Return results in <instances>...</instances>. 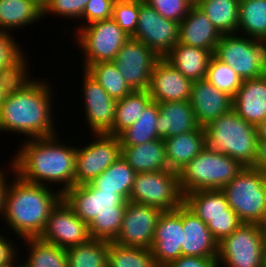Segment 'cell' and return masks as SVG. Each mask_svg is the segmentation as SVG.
Returning <instances> with one entry per match:
<instances>
[{
  "mask_svg": "<svg viewBox=\"0 0 266 267\" xmlns=\"http://www.w3.org/2000/svg\"><path fill=\"white\" fill-rule=\"evenodd\" d=\"M28 74L16 83L1 106L0 132L22 134L25 139L55 136L59 132L53 123L54 88L48 80Z\"/></svg>",
  "mask_w": 266,
  "mask_h": 267,
  "instance_id": "obj_1",
  "label": "cell"
},
{
  "mask_svg": "<svg viewBox=\"0 0 266 267\" xmlns=\"http://www.w3.org/2000/svg\"><path fill=\"white\" fill-rule=\"evenodd\" d=\"M59 136L26 139L10 163L24 181L53 189L56 184L63 195L75 185L76 144H64Z\"/></svg>",
  "mask_w": 266,
  "mask_h": 267,
  "instance_id": "obj_2",
  "label": "cell"
},
{
  "mask_svg": "<svg viewBox=\"0 0 266 267\" xmlns=\"http://www.w3.org/2000/svg\"><path fill=\"white\" fill-rule=\"evenodd\" d=\"M12 177L2 221L20 240L38 238L45 229L52 209L62 199V194L57 189L24 181L16 174Z\"/></svg>",
  "mask_w": 266,
  "mask_h": 267,
  "instance_id": "obj_3",
  "label": "cell"
},
{
  "mask_svg": "<svg viewBox=\"0 0 266 267\" xmlns=\"http://www.w3.org/2000/svg\"><path fill=\"white\" fill-rule=\"evenodd\" d=\"M62 198L88 225L91 239L114 242L119 235L127 201L114 191H99L91 183L74 185Z\"/></svg>",
  "mask_w": 266,
  "mask_h": 267,
  "instance_id": "obj_4",
  "label": "cell"
},
{
  "mask_svg": "<svg viewBox=\"0 0 266 267\" xmlns=\"http://www.w3.org/2000/svg\"><path fill=\"white\" fill-rule=\"evenodd\" d=\"M206 147L253 166L258 147L256 126L246 122L233 109L204 127Z\"/></svg>",
  "mask_w": 266,
  "mask_h": 267,
  "instance_id": "obj_5",
  "label": "cell"
},
{
  "mask_svg": "<svg viewBox=\"0 0 266 267\" xmlns=\"http://www.w3.org/2000/svg\"><path fill=\"white\" fill-rule=\"evenodd\" d=\"M244 166L220 152L205 148L179 171L183 196L191 191L222 189Z\"/></svg>",
  "mask_w": 266,
  "mask_h": 267,
  "instance_id": "obj_6",
  "label": "cell"
},
{
  "mask_svg": "<svg viewBox=\"0 0 266 267\" xmlns=\"http://www.w3.org/2000/svg\"><path fill=\"white\" fill-rule=\"evenodd\" d=\"M221 191L241 223L260 222L266 211V172L244 166Z\"/></svg>",
  "mask_w": 266,
  "mask_h": 267,
  "instance_id": "obj_7",
  "label": "cell"
},
{
  "mask_svg": "<svg viewBox=\"0 0 266 267\" xmlns=\"http://www.w3.org/2000/svg\"><path fill=\"white\" fill-rule=\"evenodd\" d=\"M213 55L230 66L242 80L266 74V41L237 33L225 34Z\"/></svg>",
  "mask_w": 266,
  "mask_h": 267,
  "instance_id": "obj_8",
  "label": "cell"
},
{
  "mask_svg": "<svg viewBox=\"0 0 266 267\" xmlns=\"http://www.w3.org/2000/svg\"><path fill=\"white\" fill-rule=\"evenodd\" d=\"M73 37L80 47L82 66L85 70L89 65L98 62L113 61L123 44L130 38L112 19L91 22L79 28Z\"/></svg>",
  "mask_w": 266,
  "mask_h": 267,
  "instance_id": "obj_9",
  "label": "cell"
},
{
  "mask_svg": "<svg viewBox=\"0 0 266 267\" xmlns=\"http://www.w3.org/2000/svg\"><path fill=\"white\" fill-rule=\"evenodd\" d=\"M128 201L174 211L184 201L178 172L168 169L136 173Z\"/></svg>",
  "mask_w": 266,
  "mask_h": 267,
  "instance_id": "obj_10",
  "label": "cell"
},
{
  "mask_svg": "<svg viewBox=\"0 0 266 267\" xmlns=\"http://www.w3.org/2000/svg\"><path fill=\"white\" fill-rule=\"evenodd\" d=\"M263 245L258 224L242 223L218 243L219 267H263Z\"/></svg>",
  "mask_w": 266,
  "mask_h": 267,
  "instance_id": "obj_11",
  "label": "cell"
},
{
  "mask_svg": "<svg viewBox=\"0 0 266 267\" xmlns=\"http://www.w3.org/2000/svg\"><path fill=\"white\" fill-rule=\"evenodd\" d=\"M93 136L89 144L81 148L76 145L75 185L90 183L121 156L118 136L105 133Z\"/></svg>",
  "mask_w": 266,
  "mask_h": 267,
  "instance_id": "obj_12",
  "label": "cell"
},
{
  "mask_svg": "<svg viewBox=\"0 0 266 267\" xmlns=\"http://www.w3.org/2000/svg\"><path fill=\"white\" fill-rule=\"evenodd\" d=\"M179 24L165 19L153 7L140 0L138 26L132 38L141 41L159 58L178 44Z\"/></svg>",
  "mask_w": 266,
  "mask_h": 267,
  "instance_id": "obj_13",
  "label": "cell"
},
{
  "mask_svg": "<svg viewBox=\"0 0 266 267\" xmlns=\"http://www.w3.org/2000/svg\"><path fill=\"white\" fill-rule=\"evenodd\" d=\"M159 59L149 47L130 37L113 63L132 90H147L152 70Z\"/></svg>",
  "mask_w": 266,
  "mask_h": 267,
  "instance_id": "obj_14",
  "label": "cell"
},
{
  "mask_svg": "<svg viewBox=\"0 0 266 267\" xmlns=\"http://www.w3.org/2000/svg\"><path fill=\"white\" fill-rule=\"evenodd\" d=\"M39 238L64 249L84 244L91 239L88 225L75 214L63 198L52 209Z\"/></svg>",
  "mask_w": 266,
  "mask_h": 267,
  "instance_id": "obj_15",
  "label": "cell"
},
{
  "mask_svg": "<svg viewBox=\"0 0 266 267\" xmlns=\"http://www.w3.org/2000/svg\"><path fill=\"white\" fill-rule=\"evenodd\" d=\"M162 212L157 207L127 201L121 229L114 243L151 249Z\"/></svg>",
  "mask_w": 266,
  "mask_h": 267,
  "instance_id": "obj_16",
  "label": "cell"
},
{
  "mask_svg": "<svg viewBox=\"0 0 266 267\" xmlns=\"http://www.w3.org/2000/svg\"><path fill=\"white\" fill-rule=\"evenodd\" d=\"M82 97L85 123L93 134H107L115 119L117 100L113 99L85 70L82 73Z\"/></svg>",
  "mask_w": 266,
  "mask_h": 267,
  "instance_id": "obj_17",
  "label": "cell"
},
{
  "mask_svg": "<svg viewBox=\"0 0 266 267\" xmlns=\"http://www.w3.org/2000/svg\"><path fill=\"white\" fill-rule=\"evenodd\" d=\"M182 205L174 211H163L158 218L152 243V255L158 267H166L182 256Z\"/></svg>",
  "mask_w": 266,
  "mask_h": 267,
  "instance_id": "obj_18",
  "label": "cell"
},
{
  "mask_svg": "<svg viewBox=\"0 0 266 267\" xmlns=\"http://www.w3.org/2000/svg\"><path fill=\"white\" fill-rule=\"evenodd\" d=\"M192 81L185 77L164 58H160L152 70L147 91L152 101H189Z\"/></svg>",
  "mask_w": 266,
  "mask_h": 267,
  "instance_id": "obj_19",
  "label": "cell"
},
{
  "mask_svg": "<svg viewBox=\"0 0 266 267\" xmlns=\"http://www.w3.org/2000/svg\"><path fill=\"white\" fill-rule=\"evenodd\" d=\"M189 101L198 125L203 128L211 121L231 111L233 105L232 96L218 90L206 79L192 83Z\"/></svg>",
  "mask_w": 266,
  "mask_h": 267,
  "instance_id": "obj_20",
  "label": "cell"
},
{
  "mask_svg": "<svg viewBox=\"0 0 266 267\" xmlns=\"http://www.w3.org/2000/svg\"><path fill=\"white\" fill-rule=\"evenodd\" d=\"M183 238L182 255L193 257H218V242L206 223L182 204Z\"/></svg>",
  "mask_w": 266,
  "mask_h": 267,
  "instance_id": "obj_21",
  "label": "cell"
},
{
  "mask_svg": "<svg viewBox=\"0 0 266 267\" xmlns=\"http://www.w3.org/2000/svg\"><path fill=\"white\" fill-rule=\"evenodd\" d=\"M178 34V43L210 50L213 54L222 37L198 6H192L187 16L179 23Z\"/></svg>",
  "mask_w": 266,
  "mask_h": 267,
  "instance_id": "obj_22",
  "label": "cell"
},
{
  "mask_svg": "<svg viewBox=\"0 0 266 267\" xmlns=\"http://www.w3.org/2000/svg\"><path fill=\"white\" fill-rule=\"evenodd\" d=\"M232 109L254 126L266 118V74L259 78L243 80L233 97Z\"/></svg>",
  "mask_w": 266,
  "mask_h": 267,
  "instance_id": "obj_23",
  "label": "cell"
},
{
  "mask_svg": "<svg viewBox=\"0 0 266 267\" xmlns=\"http://www.w3.org/2000/svg\"><path fill=\"white\" fill-rule=\"evenodd\" d=\"M159 115L156 122L157 134L165 139L198 129L190 101H170L158 103Z\"/></svg>",
  "mask_w": 266,
  "mask_h": 267,
  "instance_id": "obj_24",
  "label": "cell"
},
{
  "mask_svg": "<svg viewBox=\"0 0 266 267\" xmlns=\"http://www.w3.org/2000/svg\"><path fill=\"white\" fill-rule=\"evenodd\" d=\"M169 169L179 171L191 162L206 146L205 131L199 127L194 131L181 133L163 139Z\"/></svg>",
  "mask_w": 266,
  "mask_h": 267,
  "instance_id": "obj_25",
  "label": "cell"
},
{
  "mask_svg": "<svg viewBox=\"0 0 266 267\" xmlns=\"http://www.w3.org/2000/svg\"><path fill=\"white\" fill-rule=\"evenodd\" d=\"M121 155L136 173L169 169L162 138L135 146H121Z\"/></svg>",
  "mask_w": 266,
  "mask_h": 267,
  "instance_id": "obj_26",
  "label": "cell"
},
{
  "mask_svg": "<svg viewBox=\"0 0 266 267\" xmlns=\"http://www.w3.org/2000/svg\"><path fill=\"white\" fill-rule=\"evenodd\" d=\"M213 56L210 50L178 43L164 57L192 82L206 79L208 64Z\"/></svg>",
  "mask_w": 266,
  "mask_h": 267,
  "instance_id": "obj_27",
  "label": "cell"
},
{
  "mask_svg": "<svg viewBox=\"0 0 266 267\" xmlns=\"http://www.w3.org/2000/svg\"><path fill=\"white\" fill-rule=\"evenodd\" d=\"M183 203L204 223L211 217L236 215L220 189L191 191L184 195Z\"/></svg>",
  "mask_w": 266,
  "mask_h": 267,
  "instance_id": "obj_28",
  "label": "cell"
},
{
  "mask_svg": "<svg viewBox=\"0 0 266 267\" xmlns=\"http://www.w3.org/2000/svg\"><path fill=\"white\" fill-rule=\"evenodd\" d=\"M40 18L42 9L31 0H0V31L12 33L16 28L37 24Z\"/></svg>",
  "mask_w": 266,
  "mask_h": 267,
  "instance_id": "obj_29",
  "label": "cell"
},
{
  "mask_svg": "<svg viewBox=\"0 0 266 267\" xmlns=\"http://www.w3.org/2000/svg\"><path fill=\"white\" fill-rule=\"evenodd\" d=\"M136 172L122 157L90 183L99 191H114L129 200Z\"/></svg>",
  "mask_w": 266,
  "mask_h": 267,
  "instance_id": "obj_30",
  "label": "cell"
},
{
  "mask_svg": "<svg viewBox=\"0 0 266 267\" xmlns=\"http://www.w3.org/2000/svg\"><path fill=\"white\" fill-rule=\"evenodd\" d=\"M151 101L152 98L147 90H133L117 100L113 128L107 134L119 136L138 120L141 112Z\"/></svg>",
  "mask_w": 266,
  "mask_h": 267,
  "instance_id": "obj_31",
  "label": "cell"
},
{
  "mask_svg": "<svg viewBox=\"0 0 266 267\" xmlns=\"http://www.w3.org/2000/svg\"><path fill=\"white\" fill-rule=\"evenodd\" d=\"M240 0H203L198 7L222 34L238 30Z\"/></svg>",
  "mask_w": 266,
  "mask_h": 267,
  "instance_id": "obj_32",
  "label": "cell"
},
{
  "mask_svg": "<svg viewBox=\"0 0 266 267\" xmlns=\"http://www.w3.org/2000/svg\"><path fill=\"white\" fill-rule=\"evenodd\" d=\"M237 33L266 41V0H240Z\"/></svg>",
  "mask_w": 266,
  "mask_h": 267,
  "instance_id": "obj_33",
  "label": "cell"
},
{
  "mask_svg": "<svg viewBox=\"0 0 266 267\" xmlns=\"http://www.w3.org/2000/svg\"><path fill=\"white\" fill-rule=\"evenodd\" d=\"M21 240L28 251L27 258L23 260L27 267H67L66 249L44 242L39 237Z\"/></svg>",
  "mask_w": 266,
  "mask_h": 267,
  "instance_id": "obj_34",
  "label": "cell"
},
{
  "mask_svg": "<svg viewBox=\"0 0 266 267\" xmlns=\"http://www.w3.org/2000/svg\"><path fill=\"white\" fill-rule=\"evenodd\" d=\"M158 115V102L151 101L141 112L138 120L118 136L121 146H135L160 139L156 130Z\"/></svg>",
  "mask_w": 266,
  "mask_h": 267,
  "instance_id": "obj_35",
  "label": "cell"
},
{
  "mask_svg": "<svg viewBox=\"0 0 266 267\" xmlns=\"http://www.w3.org/2000/svg\"><path fill=\"white\" fill-rule=\"evenodd\" d=\"M109 242L90 239L66 249L67 267H107Z\"/></svg>",
  "mask_w": 266,
  "mask_h": 267,
  "instance_id": "obj_36",
  "label": "cell"
},
{
  "mask_svg": "<svg viewBox=\"0 0 266 267\" xmlns=\"http://www.w3.org/2000/svg\"><path fill=\"white\" fill-rule=\"evenodd\" d=\"M85 71L115 100H120L133 91L113 61L89 65Z\"/></svg>",
  "mask_w": 266,
  "mask_h": 267,
  "instance_id": "obj_37",
  "label": "cell"
},
{
  "mask_svg": "<svg viewBox=\"0 0 266 267\" xmlns=\"http://www.w3.org/2000/svg\"><path fill=\"white\" fill-rule=\"evenodd\" d=\"M107 267H158L151 249L109 242Z\"/></svg>",
  "mask_w": 266,
  "mask_h": 267,
  "instance_id": "obj_38",
  "label": "cell"
},
{
  "mask_svg": "<svg viewBox=\"0 0 266 267\" xmlns=\"http://www.w3.org/2000/svg\"><path fill=\"white\" fill-rule=\"evenodd\" d=\"M12 34L0 31V73L27 74L30 70L26 61L28 58Z\"/></svg>",
  "mask_w": 266,
  "mask_h": 267,
  "instance_id": "obj_39",
  "label": "cell"
},
{
  "mask_svg": "<svg viewBox=\"0 0 266 267\" xmlns=\"http://www.w3.org/2000/svg\"><path fill=\"white\" fill-rule=\"evenodd\" d=\"M206 80L232 97L236 95L243 82L230 66L218 60L214 55L208 64Z\"/></svg>",
  "mask_w": 266,
  "mask_h": 267,
  "instance_id": "obj_40",
  "label": "cell"
},
{
  "mask_svg": "<svg viewBox=\"0 0 266 267\" xmlns=\"http://www.w3.org/2000/svg\"><path fill=\"white\" fill-rule=\"evenodd\" d=\"M140 0H115L112 19L129 36L132 37L138 26Z\"/></svg>",
  "mask_w": 266,
  "mask_h": 267,
  "instance_id": "obj_41",
  "label": "cell"
},
{
  "mask_svg": "<svg viewBox=\"0 0 266 267\" xmlns=\"http://www.w3.org/2000/svg\"><path fill=\"white\" fill-rule=\"evenodd\" d=\"M89 0H48V4L42 10V19L48 14L67 19L76 20L82 17ZM74 18V19H73Z\"/></svg>",
  "mask_w": 266,
  "mask_h": 267,
  "instance_id": "obj_42",
  "label": "cell"
},
{
  "mask_svg": "<svg viewBox=\"0 0 266 267\" xmlns=\"http://www.w3.org/2000/svg\"><path fill=\"white\" fill-rule=\"evenodd\" d=\"M165 19L178 24L187 16L192 5L188 0H143Z\"/></svg>",
  "mask_w": 266,
  "mask_h": 267,
  "instance_id": "obj_43",
  "label": "cell"
},
{
  "mask_svg": "<svg viewBox=\"0 0 266 267\" xmlns=\"http://www.w3.org/2000/svg\"><path fill=\"white\" fill-rule=\"evenodd\" d=\"M115 0H89L85 6L82 17L79 20H84L75 27L76 32L79 28L98 20L112 18L113 5Z\"/></svg>",
  "mask_w": 266,
  "mask_h": 267,
  "instance_id": "obj_44",
  "label": "cell"
},
{
  "mask_svg": "<svg viewBox=\"0 0 266 267\" xmlns=\"http://www.w3.org/2000/svg\"><path fill=\"white\" fill-rule=\"evenodd\" d=\"M241 224L237 215L211 217L206 223L209 231L218 243L228 237Z\"/></svg>",
  "mask_w": 266,
  "mask_h": 267,
  "instance_id": "obj_45",
  "label": "cell"
},
{
  "mask_svg": "<svg viewBox=\"0 0 266 267\" xmlns=\"http://www.w3.org/2000/svg\"><path fill=\"white\" fill-rule=\"evenodd\" d=\"M166 267H219L217 257L181 256Z\"/></svg>",
  "mask_w": 266,
  "mask_h": 267,
  "instance_id": "obj_46",
  "label": "cell"
},
{
  "mask_svg": "<svg viewBox=\"0 0 266 267\" xmlns=\"http://www.w3.org/2000/svg\"><path fill=\"white\" fill-rule=\"evenodd\" d=\"M12 241L14 240L10 241V238L8 239L5 234H0V265L11 263L18 255L20 256L21 253H18L17 244L13 245Z\"/></svg>",
  "mask_w": 266,
  "mask_h": 267,
  "instance_id": "obj_47",
  "label": "cell"
},
{
  "mask_svg": "<svg viewBox=\"0 0 266 267\" xmlns=\"http://www.w3.org/2000/svg\"><path fill=\"white\" fill-rule=\"evenodd\" d=\"M26 74H5L0 73V109L3 102L7 99L8 95L16 83Z\"/></svg>",
  "mask_w": 266,
  "mask_h": 267,
  "instance_id": "obj_48",
  "label": "cell"
},
{
  "mask_svg": "<svg viewBox=\"0 0 266 267\" xmlns=\"http://www.w3.org/2000/svg\"><path fill=\"white\" fill-rule=\"evenodd\" d=\"M10 168L9 170L7 171H4L2 169H0V216L3 217V213H4V207H5V201H6V193H7V189L9 187V184H10V180H9V183H8V177L9 174H16L15 173V170L12 166V164L9 162V165H8ZM12 172H11V171ZM8 175H7V172H9ZM5 172V173H4ZM6 176V177H5Z\"/></svg>",
  "mask_w": 266,
  "mask_h": 267,
  "instance_id": "obj_49",
  "label": "cell"
},
{
  "mask_svg": "<svg viewBox=\"0 0 266 267\" xmlns=\"http://www.w3.org/2000/svg\"><path fill=\"white\" fill-rule=\"evenodd\" d=\"M252 167L266 172V139H258L257 155Z\"/></svg>",
  "mask_w": 266,
  "mask_h": 267,
  "instance_id": "obj_50",
  "label": "cell"
},
{
  "mask_svg": "<svg viewBox=\"0 0 266 267\" xmlns=\"http://www.w3.org/2000/svg\"><path fill=\"white\" fill-rule=\"evenodd\" d=\"M258 139H266V118L256 126Z\"/></svg>",
  "mask_w": 266,
  "mask_h": 267,
  "instance_id": "obj_51",
  "label": "cell"
},
{
  "mask_svg": "<svg viewBox=\"0 0 266 267\" xmlns=\"http://www.w3.org/2000/svg\"><path fill=\"white\" fill-rule=\"evenodd\" d=\"M258 227L260 229V233L262 235V238L264 239V241H266V211L264 212L262 219L258 223Z\"/></svg>",
  "mask_w": 266,
  "mask_h": 267,
  "instance_id": "obj_52",
  "label": "cell"
},
{
  "mask_svg": "<svg viewBox=\"0 0 266 267\" xmlns=\"http://www.w3.org/2000/svg\"><path fill=\"white\" fill-rule=\"evenodd\" d=\"M19 257H17L13 262L11 263H7V264H2L0 265V267H17L21 262L22 260H20V258L18 259ZM18 260H20V262H18Z\"/></svg>",
  "mask_w": 266,
  "mask_h": 267,
  "instance_id": "obj_53",
  "label": "cell"
},
{
  "mask_svg": "<svg viewBox=\"0 0 266 267\" xmlns=\"http://www.w3.org/2000/svg\"><path fill=\"white\" fill-rule=\"evenodd\" d=\"M31 1L34 2L42 10L48 4V0H31Z\"/></svg>",
  "mask_w": 266,
  "mask_h": 267,
  "instance_id": "obj_54",
  "label": "cell"
},
{
  "mask_svg": "<svg viewBox=\"0 0 266 267\" xmlns=\"http://www.w3.org/2000/svg\"><path fill=\"white\" fill-rule=\"evenodd\" d=\"M263 267H266V241H264L263 245Z\"/></svg>",
  "mask_w": 266,
  "mask_h": 267,
  "instance_id": "obj_55",
  "label": "cell"
},
{
  "mask_svg": "<svg viewBox=\"0 0 266 267\" xmlns=\"http://www.w3.org/2000/svg\"><path fill=\"white\" fill-rule=\"evenodd\" d=\"M203 0H188L192 6H198Z\"/></svg>",
  "mask_w": 266,
  "mask_h": 267,
  "instance_id": "obj_56",
  "label": "cell"
},
{
  "mask_svg": "<svg viewBox=\"0 0 266 267\" xmlns=\"http://www.w3.org/2000/svg\"><path fill=\"white\" fill-rule=\"evenodd\" d=\"M17 267H27V266L22 261Z\"/></svg>",
  "mask_w": 266,
  "mask_h": 267,
  "instance_id": "obj_57",
  "label": "cell"
}]
</instances>
